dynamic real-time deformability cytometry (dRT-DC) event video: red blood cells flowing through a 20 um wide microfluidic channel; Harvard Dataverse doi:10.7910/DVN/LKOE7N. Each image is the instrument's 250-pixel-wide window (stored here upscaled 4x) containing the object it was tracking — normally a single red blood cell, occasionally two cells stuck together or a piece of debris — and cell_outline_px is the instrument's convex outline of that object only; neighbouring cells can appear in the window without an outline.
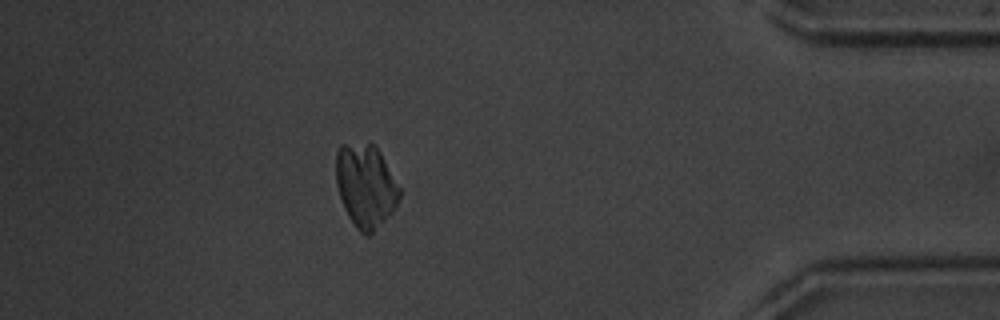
{"species": "common noctule bat (a hibernating species)", "species_latin": "Nyctalus noctula", "temperature_condition": "warm", "stored_images_in_passage": 53, "segment_of_instrument_passage": [1, 2], "camera_frame_rate_fps": 3000, "um_per_image_px": 0.085, "animal": {"sex": "male", "body_mass_g": 20.1, "forearm_length_mm": 53.5}, "frame": {"image": 1, "passage_image": 46, "time_ms": 15.0, "image_size_px": [1000, 320], "cell_outline_px": [[400, 196], [392, 212], [368, 236], [364, 236], [356, 228], [348, 216], [340, 200], [336, 184], [336, 152], [340, 144], [372, 144], [380, 152], [400, 188]], "centroid_in_image_um": [31.05, 15.8], "position_along_channel_um": 404.1, "area_um2": 30.58}}